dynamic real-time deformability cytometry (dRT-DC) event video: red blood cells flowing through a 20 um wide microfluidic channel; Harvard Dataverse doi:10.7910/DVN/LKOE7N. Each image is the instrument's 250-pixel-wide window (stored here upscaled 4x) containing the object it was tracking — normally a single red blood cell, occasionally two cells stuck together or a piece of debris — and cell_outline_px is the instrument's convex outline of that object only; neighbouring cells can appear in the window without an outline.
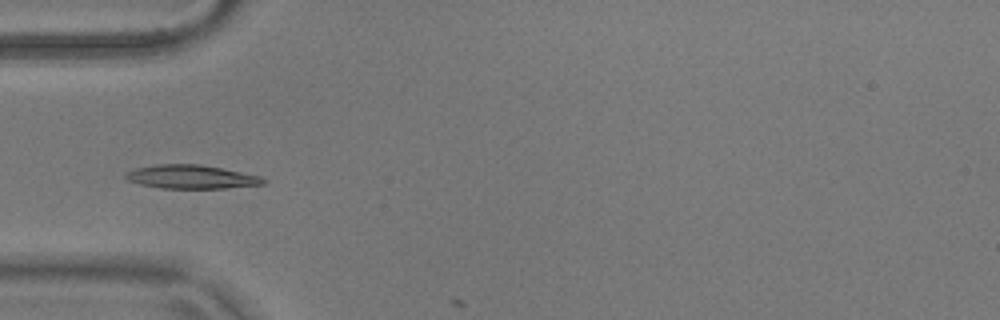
{"species": "common noctule bat (a hibernating species)", "species_latin": "Nyctalus noctula", "temperature_condition": "warm", "stored_images_in_passage": 12, "camera_frame_rate_fps": 3000, "um_per_image_px": 0.085, "animal": {"sex": "male", "body_mass_g": 17.9}, "frame": {"image": 1, "passage_image": 11, "time_ms": 3.333, "image_size_px": [1000, 320], "cell_outline_px": [[268, 180], [264, 184], [224, 188], [160, 188], [140, 184], [128, 180], [124, 176], [124, 172], [136, 168], [156, 164], [200, 164], [260, 176]], "centroid_in_image_um": [16.23, 15.03], "position_along_channel_um": 68.8, "area_um2": 18.9}}